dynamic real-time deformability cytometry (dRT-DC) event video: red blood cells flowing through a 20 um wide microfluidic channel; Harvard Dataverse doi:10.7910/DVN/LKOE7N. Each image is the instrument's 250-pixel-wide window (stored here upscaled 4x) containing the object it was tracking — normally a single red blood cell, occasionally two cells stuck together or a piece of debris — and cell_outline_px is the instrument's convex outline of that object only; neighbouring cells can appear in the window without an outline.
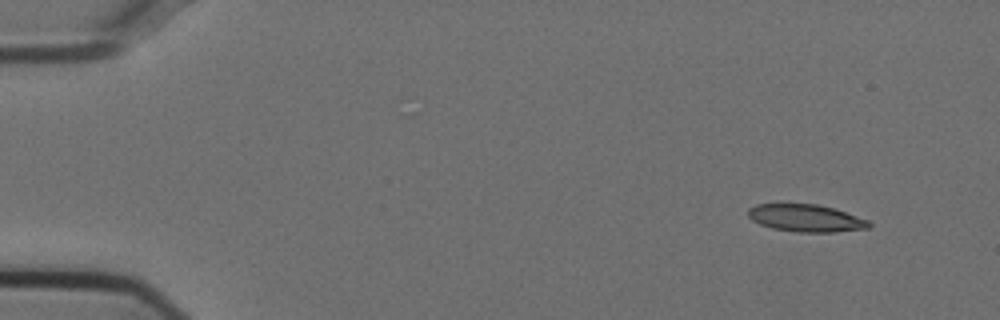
{"species": "Egyptian fruit bat (a non-hibernating species)", "species_latin": "Rousettus aegyptiacus", "temperature_condition": "cold", "stored_images_in_passage": 50, "camera_frame_rate_fps": 3000, "um_per_image_px": 0.085, "animal": {"sex": "female"}, "frame": {"image": 1, "passage_image": 1, "time_ms": 0.0, "image_size_px": [1000, 320], "cell_outline_px": [[872, 224], [868, 228], [836, 232], [796, 232], [772, 228], [760, 224], [752, 220], [748, 216], [748, 208], [756, 204], [816, 204], [832, 208], [868, 220]], "centroid_in_image_um": [68.47, 18.54], "position_along_channel_um": 16.5, "area_um2": 19.13}}
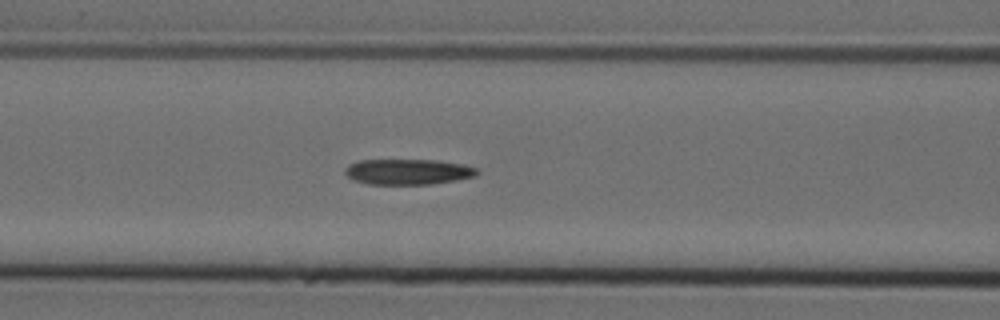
{"frame": {"image": 2, "passage_image": 19, "time_ms": 6.0, "image_size_px": [1000, 320], "cell_outline_px": [[480, 172], [476, 176], [456, 180], [432, 184], [368, 184], [352, 180], [344, 172], [344, 168], [348, 164], [360, 160], [436, 160], [464, 164], [476, 168]], "centroid_in_image_um": [34.67, 14.6], "position_along_channel_um": 131.9, "area_um2": 19.83}}
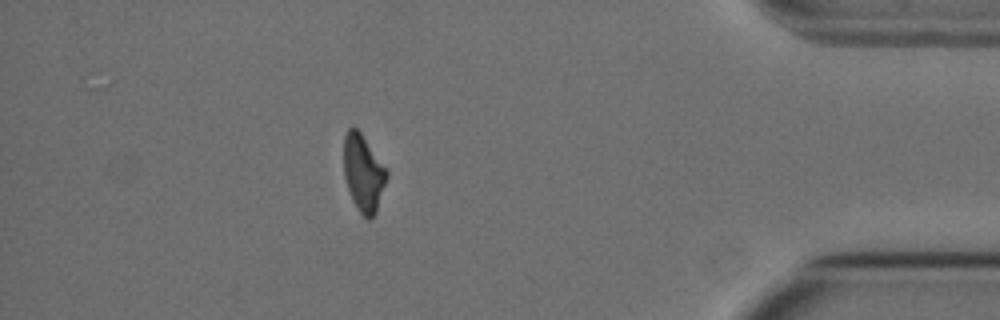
{"frame": {"image": 3, "passage_image": 44, "time_ms": 14.333, "image_size_px": [1000, 320], "cell_outline_px": [[388, 176], [376, 212], [368, 220], [356, 208], [352, 200], [344, 176], [344, 136], [348, 128], [356, 128], [360, 132], [388, 168]], "centroid_in_image_um": [30.9, 14.7], "position_along_channel_um": 404.3, "area_um2": 19.31}, "authors_computed_cell_mechanics": {"area_um2": 20.1722, "velocity_mm_per_s": 3.7546, "shape_relaxation_time_tau1_ms": 11.2283, "shape_relaxation_time_tau2_ms": 11.1096, "deformation_change_tau1": 0.2417, "deformation_change_tau2": 0.2095}}